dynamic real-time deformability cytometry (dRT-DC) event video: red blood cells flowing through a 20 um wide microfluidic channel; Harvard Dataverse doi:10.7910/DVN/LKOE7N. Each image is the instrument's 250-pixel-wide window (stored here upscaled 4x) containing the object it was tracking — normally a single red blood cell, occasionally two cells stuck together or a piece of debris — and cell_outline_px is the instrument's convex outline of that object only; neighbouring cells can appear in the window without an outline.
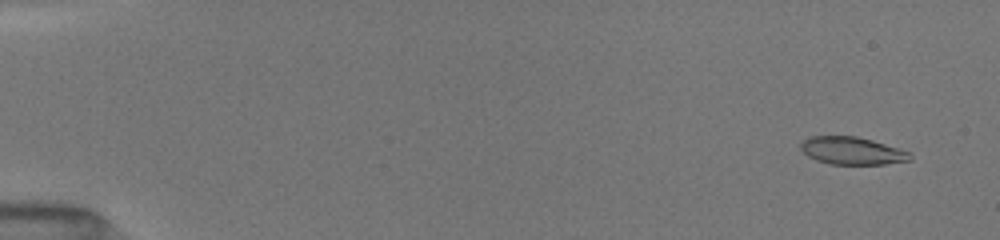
{"species": "common noctule bat (a hibernating species)", "species_latin": "Nyctalus noctula", "temperature_condition": "room temperature", "stored_images_in_passage": 11, "camera_frame_rate_fps": 3000, "um_per_image_px": 0.085, "animal": {"sex": "female", "body_mass_g": 19.5, "forearm_length_mm": 54.1}, "frame": {"image": 1, "passage_image": 2, "time_ms": 1.0, "image_size_px": [1000, 240], "cell_outline_px": [[912, 160], [884, 164], [832, 164], [816, 160], [808, 156], [800, 148], [800, 140], [808, 136], [856, 136], [872, 140], [908, 152], [912, 156]], "centroid_in_image_um": [72.37, 12.81], "position_along_channel_um": 12.6, "area_um2": 17.51}}
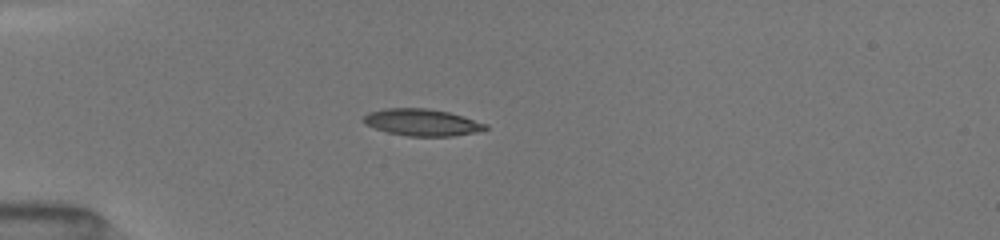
{"frame": {"image": 2, "passage_image": 7, "time_ms": 5.0, "image_size_px": [1000, 240], "cell_outline_px": [[488, 128], [476, 132], [452, 136], [408, 136], [388, 132], [364, 124], [360, 120], [368, 112], [384, 108], [424, 108], [448, 112], [488, 124]], "centroid_in_image_um": [35.83, 10.4], "position_along_channel_um": 49.2, "area_um2": 19.02}}
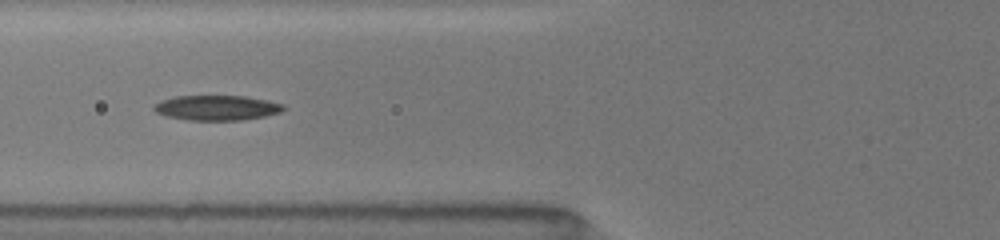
{"frame": {"image": 3, "passage_image": 10, "time_ms": 7.0, "image_size_px": [1000, 240], "cell_outline_px": [[288, 108], [280, 112], [264, 116], [240, 120], [188, 120], [168, 116], [156, 112], [152, 108], [160, 100], [176, 96], [244, 96], [268, 100], [284, 104]], "centroid_in_image_um": [18.46, 9.15], "position_along_channel_um": 107.3, "area_um2": 18.84}}